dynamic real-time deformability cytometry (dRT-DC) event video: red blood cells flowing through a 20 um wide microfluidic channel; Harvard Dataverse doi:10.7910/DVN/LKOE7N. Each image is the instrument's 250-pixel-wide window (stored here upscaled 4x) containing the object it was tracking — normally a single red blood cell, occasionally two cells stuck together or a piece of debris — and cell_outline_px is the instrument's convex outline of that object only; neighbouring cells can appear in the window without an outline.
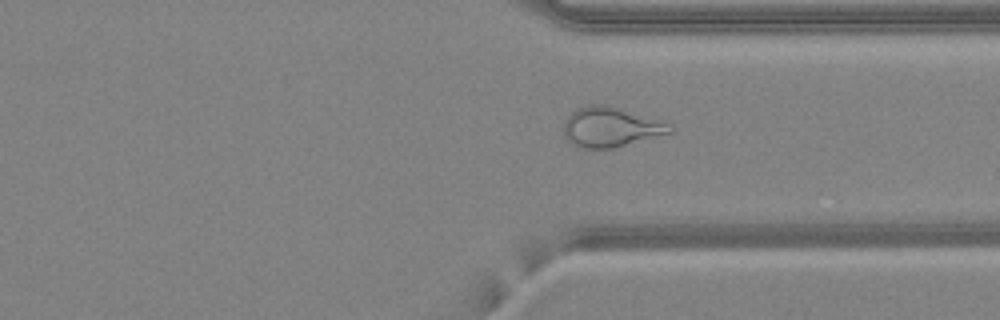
{"species": "common noctule bat (a hibernating species)", "species_latin": "Nyctalus noctula", "temperature_condition": "warm", "stored_images_in_passage": 49, "camera_frame_rate_fps": 3000, "um_per_image_px": 0.085, "animal": {"sex": "female", "body_mass_g": 24.6, "forearm_length_mm": 56.2}, "frame": {"image": 1, "passage_image": 37, "time_ms": 12.0, "image_size_px": [1000, 320], "cell_outline_px": [[672, 132], [612, 148], [580, 148], [568, 140], [564, 132], [564, 124], [568, 116], [572, 112], [588, 104], [608, 104], [672, 124]], "centroid_in_image_um": [51.91, 10.78], "position_along_channel_um": 359.5, "area_um2": 24.33}}
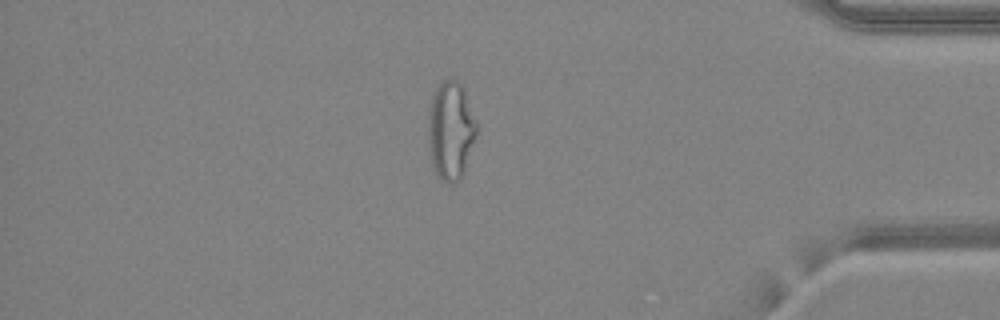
{"frame": {"image": 2, "passage_image": 42, "time_ms": 13.667, "image_size_px": [1000, 320], "cell_outline_px": [[476, 132], [464, 172], [460, 180], [452, 184], [448, 184], [440, 180], [432, 164], [428, 148], [428, 112], [432, 96], [436, 88], [448, 76], [460, 80], [464, 88], [476, 120]], "centroid_in_image_um": [38.29, 11.07], "position_along_channel_um": 396.9, "area_um2": 28.09}, "authors_computed_cell_mechanics": {"area_um2": 28.0908, "velocity_mm_per_s": 4.2511, "shape_relaxation_time_tau1_ms": null, "shape_relaxation_time_tau2_ms": 1.2057, "deformation_change_tau1": null, "deformation_change_tau2": 0.1062}}